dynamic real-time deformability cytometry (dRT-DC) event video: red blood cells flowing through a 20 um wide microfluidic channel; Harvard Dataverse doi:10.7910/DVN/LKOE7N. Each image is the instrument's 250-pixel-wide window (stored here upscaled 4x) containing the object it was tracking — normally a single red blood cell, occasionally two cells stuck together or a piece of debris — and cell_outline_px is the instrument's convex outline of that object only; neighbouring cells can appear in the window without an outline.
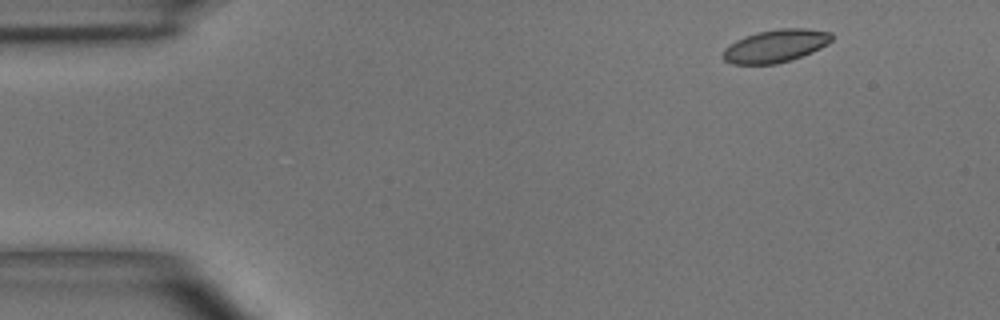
{"species": "common noctule bat (a hibernating species)", "species_latin": "Nyctalus noctula", "temperature_condition": "room temperature", "stored_images_in_passage": 4, "camera_frame_rate_fps": 3000, "um_per_image_px": 0.085, "animal": {"sex": "male", "body_mass_g": 15.6}, "frame": {"image": 1, "passage_image": 1, "time_ms": 0.0, "image_size_px": [1000, 320], "cell_outline_px": [[832, 40], [828, 44], [812, 52], [776, 64], [732, 64], [724, 60], [724, 48], [736, 40], [756, 32], [780, 28], [808, 28], [832, 32]], "centroid_in_image_um": [65.94, 3.89], "position_along_channel_um": 19.1, "area_um2": 20.69}}